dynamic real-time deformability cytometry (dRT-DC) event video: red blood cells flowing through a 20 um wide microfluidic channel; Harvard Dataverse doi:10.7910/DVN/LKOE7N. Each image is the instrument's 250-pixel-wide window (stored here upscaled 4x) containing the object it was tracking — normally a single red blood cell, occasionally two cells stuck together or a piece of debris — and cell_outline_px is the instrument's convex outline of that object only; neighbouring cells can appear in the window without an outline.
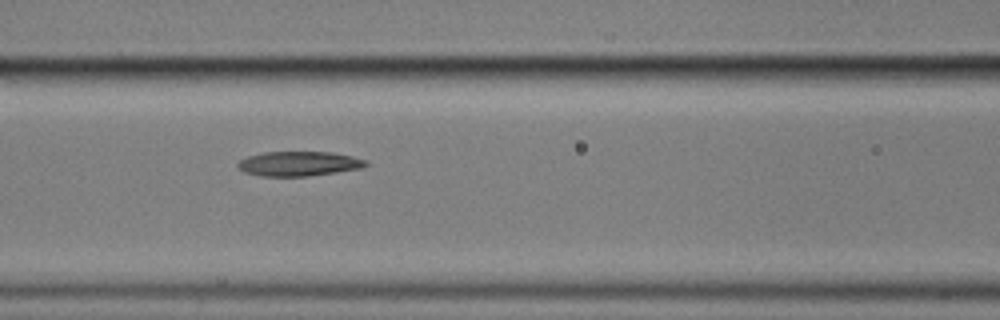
{"species": "common noctule bat (a hibernating species)", "species_latin": "Nyctalus noctula", "temperature_condition": "cold", "stored_images_in_passage": 6, "camera_frame_rate_fps": 3000, "um_per_image_px": 0.085, "animal": {"sex": "male", "body_mass_g": 17.9}, "frame": {"image": 1, "passage_image": 5, "time_ms": 5.0, "image_size_px": [1000, 320], "cell_outline_px": [[368, 164], [360, 168], [336, 172], [308, 176], [260, 176], [244, 172], [236, 168], [236, 164], [240, 160], [248, 156], [264, 152], [332, 152], [352, 156], [364, 160]], "centroid_in_image_um": [25.34, 13.91], "position_along_channel_um": 141.3, "area_um2": 18.32}}
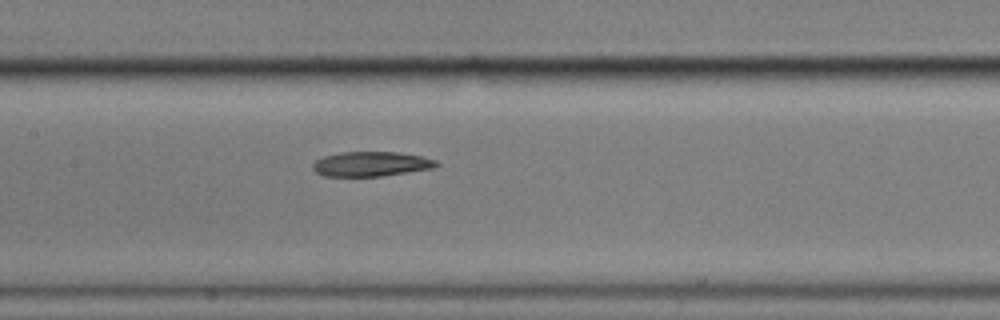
{"frame": {"image": 2, "passage_image": 6, "time_ms": 6.0, "image_size_px": [1000, 320], "cell_outline_px": [[440, 164], [432, 168], [408, 172], [380, 176], [324, 176], [316, 172], [312, 168], [312, 164], [316, 160], [324, 156], [340, 152], [400, 152], [420, 156], [436, 160]], "centroid_in_image_um": [31.52, 13.93], "position_along_channel_um": 175.9, "area_um2": 17.74}}